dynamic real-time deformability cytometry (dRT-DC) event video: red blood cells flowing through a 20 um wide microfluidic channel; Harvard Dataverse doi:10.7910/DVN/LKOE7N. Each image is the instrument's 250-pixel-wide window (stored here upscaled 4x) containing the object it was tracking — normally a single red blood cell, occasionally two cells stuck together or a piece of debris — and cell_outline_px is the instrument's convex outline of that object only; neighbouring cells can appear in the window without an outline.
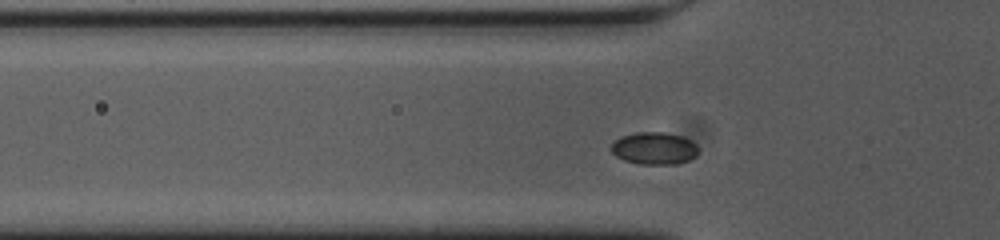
{"species": "common noctule bat (a hibernating species)", "species_latin": "Nyctalus noctula", "temperature_condition": "cold", "stored_images_in_passage": 50, "camera_frame_rate_fps": 3000, "um_per_image_px": 0.085, "animal": {"sex": "female", "body_mass_g": 23.0, "forearm_length_mm": 53.4}, "frame": {"image": 1, "passage_image": 11, "time_ms": 3.333, "image_size_px": [1000, 240], "cell_outline_px": [[696, 156], [688, 160], [676, 164], [640, 164], [624, 160], [616, 156], [612, 152], [612, 144], [620, 136], [636, 132], [664, 132], [680, 136], [696, 144]], "centroid_in_image_um": [55.58, 12.61], "position_along_channel_um": 70.2, "area_um2": 16.18}}
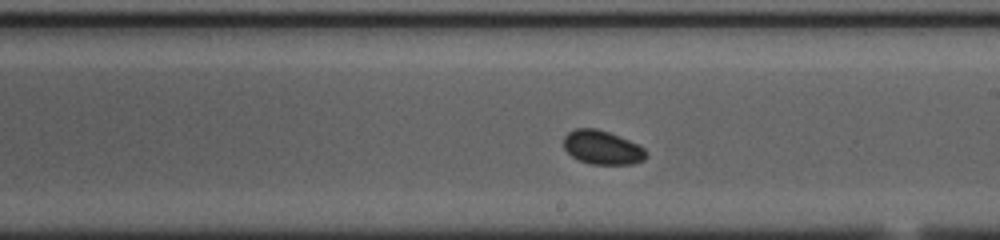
{"frame": {"image": 2, "passage_image": 25, "time_ms": 8.0, "image_size_px": [1000, 240], "cell_outline_px": [[648, 156], [644, 160], [632, 164], [592, 164], [580, 160], [572, 156], [564, 148], [564, 136], [568, 132], [576, 128], [596, 128], [608, 132], [628, 140], [644, 148], [648, 152]], "centroid_in_image_um": [51.2, 12.54], "position_along_channel_um": 237.8, "area_um2": 16.18}}
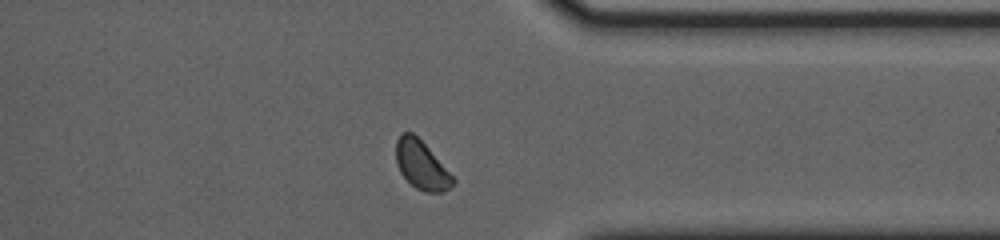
{"frame": {"image": 3, "passage_image": 37, "time_ms": 12.0, "image_size_px": [1000, 240], "cell_outline_px": [[456, 180], [444, 192], [424, 192], [416, 188], [400, 172], [396, 164], [396, 140], [400, 132], [412, 132], [428, 148]], "centroid_in_image_um": [35.79, 14.02], "position_along_channel_um": 375.6, "area_um2": 15.78}, "authors_computed_cell_mechanics": {"area_um2": 15.9817, "velocity_mm_per_s": 3.5889, "shape_relaxation_time_tau1_ms": null, "shape_relaxation_time_tau2_ms": 7.8729, "deformation_change_tau1": null, "deformation_change_tau2": 0.0692}}